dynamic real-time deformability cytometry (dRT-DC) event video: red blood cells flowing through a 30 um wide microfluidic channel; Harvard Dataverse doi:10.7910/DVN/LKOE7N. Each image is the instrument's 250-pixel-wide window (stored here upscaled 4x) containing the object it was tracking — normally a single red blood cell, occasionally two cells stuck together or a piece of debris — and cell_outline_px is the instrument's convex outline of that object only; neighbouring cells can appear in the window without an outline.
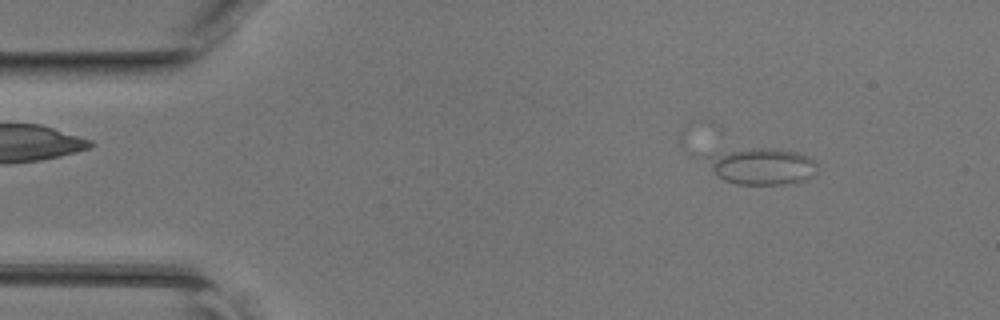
{"species": "common noctule bat (a hibernating species)", "species_latin": "Nyctalus noctula", "temperature_condition": "room temperature", "stored_images_in_passage": 42, "segment_of_instrument_passage": [1, 2], "camera_frame_rate_fps": 3000, "um_per_image_px": 0.085, "animal": {"sex": "female", "body_mass_g": 17.0, "forearm_length_mm": 48.0}, "frame": {"image": 1, "passage_image": 5, "time_ms": 1.333, "image_size_px": [1000, 320], "cell_outline_px": [[816, 172], [812, 176], [804, 180], [780, 184], [740, 184], [724, 180], [716, 176], [688, 152], [680, 144], [680, 132], [684, 132], [776, 148], [796, 152], [808, 156], [816, 164]], "centroid_in_image_um": [63.57, 13.67], "position_along_channel_um": 21.4, "area_um2": 31.96}}